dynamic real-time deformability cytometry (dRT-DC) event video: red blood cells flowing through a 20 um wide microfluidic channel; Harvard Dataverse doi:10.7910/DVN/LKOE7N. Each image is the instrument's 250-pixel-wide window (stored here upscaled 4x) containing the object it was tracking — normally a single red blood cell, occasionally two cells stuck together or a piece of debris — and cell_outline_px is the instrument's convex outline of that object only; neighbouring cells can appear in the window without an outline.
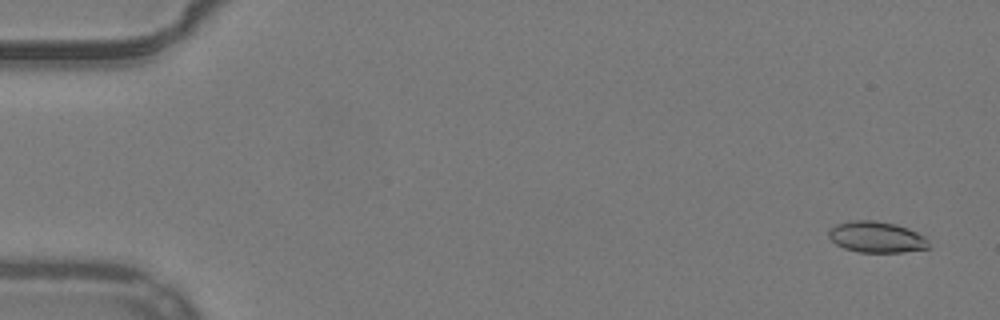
{"species": "common noctule bat (a hibernating species)", "species_latin": "Nyctalus noctula", "temperature_condition": "warm", "stored_images_in_passage": 54, "camera_frame_rate_fps": 3000, "um_per_image_px": 0.085, "animal": {"sex": "male", "body_mass_g": 19.2, "forearm_length_mm": 51.8}, "frame": {"image": 1, "passage_image": 3, "time_ms": 0.667, "image_size_px": [1000, 320], "cell_outline_px": [[928, 248], [904, 252], [860, 252], [844, 248], [836, 244], [828, 236], [828, 228], [836, 224], [852, 220], [872, 220], [896, 224], [908, 228], [924, 236], [928, 240]], "centroid_in_image_um": [74.48, 20.14], "position_along_channel_um": 10.5, "area_um2": 18.15}}
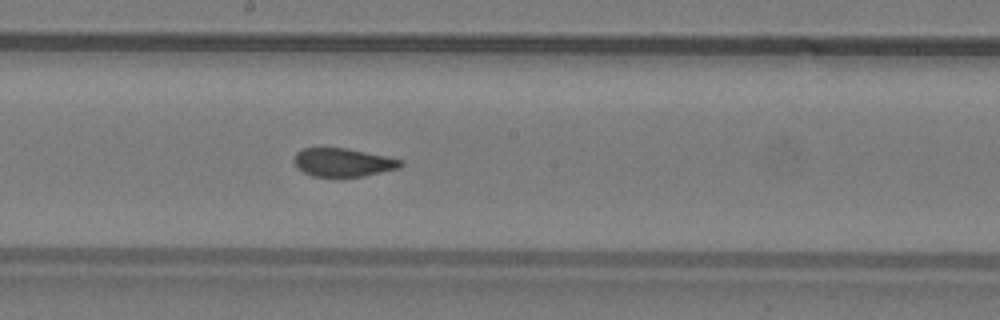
{"frame": {"image": 2, "passage_image": 30, "time_ms": 9.667, "image_size_px": [1000, 320], "cell_outline_px": [[404, 164], [400, 168], [364, 176], [312, 176], [296, 168], [292, 160], [296, 152], [304, 148], [348, 148], [404, 160]], "centroid_in_image_um": [29.15, 13.8], "position_along_channel_um": 219.0, "area_um2": 17.74}}
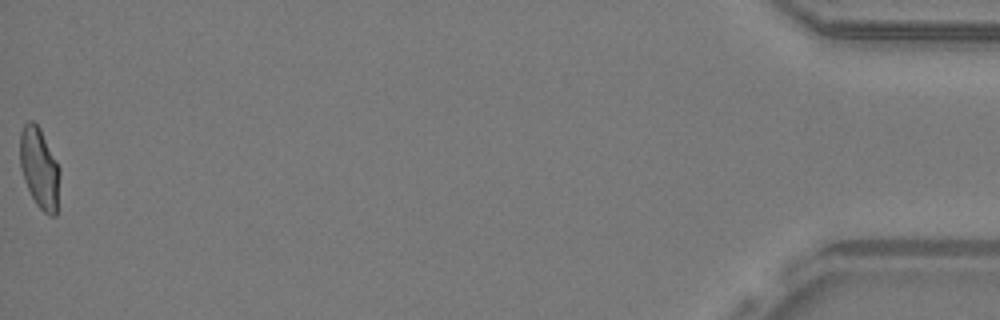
{"frame": {"image": 3, "passage_image": 54, "time_ms": 17.667, "image_size_px": [1000, 320], "cell_outline_px": [[60, 172], [56, 216], [48, 216], [36, 204], [24, 180], [20, 168], [20, 132], [24, 124], [28, 120], [32, 120], [40, 128], [60, 168]], "centroid_in_image_um": [3.35, 14.29], "position_along_channel_um": 431.9, "area_um2": 18.73}, "authors_computed_cell_mechanics": {"area_um2": 18.6694, "velocity_mm_per_s": 3.9202, "shape_relaxation_time_tau1_ms": null, "shape_relaxation_time_tau2_ms": 1.1933, "deformation_change_tau1": null, "deformation_change_tau2": 0.0762}}